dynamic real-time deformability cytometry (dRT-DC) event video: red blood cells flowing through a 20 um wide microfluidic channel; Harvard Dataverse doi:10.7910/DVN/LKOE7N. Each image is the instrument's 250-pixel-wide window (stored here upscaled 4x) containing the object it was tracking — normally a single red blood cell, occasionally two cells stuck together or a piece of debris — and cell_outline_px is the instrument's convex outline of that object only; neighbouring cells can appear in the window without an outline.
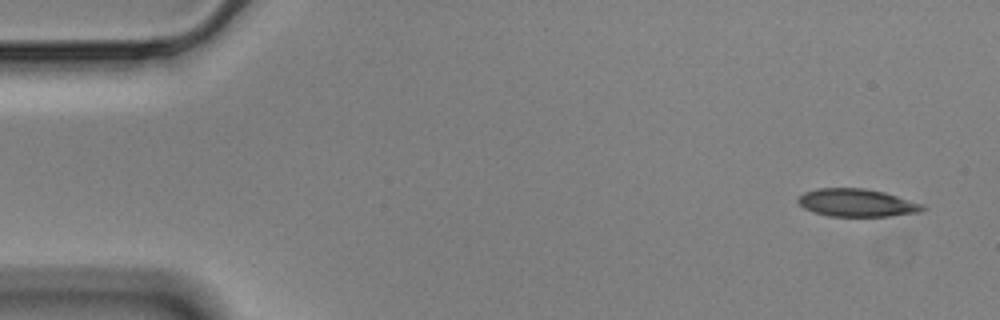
{"species": "Egyptian fruit bat (a non-hibernating species)", "species_latin": "Rousettus aegyptiacus", "temperature_condition": "cold", "stored_images_in_passage": 51, "camera_frame_rate_fps": 3000, "um_per_image_px": 0.085, "animal": {"sex": "male"}, "frame": {"image": 1, "passage_image": 1, "time_ms": 0.0, "image_size_px": [1000, 320], "cell_outline_px": [[928, 208], [920, 212], [892, 216], [828, 216], [812, 212], [804, 208], [796, 200], [804, 192], [816, 188], [864, 188], [884, 192], [920, 204]], "centroid_in_image_um": [72.79, 17.24], "position_along_channel_um": 12.2, "area_um2": 20.11}}
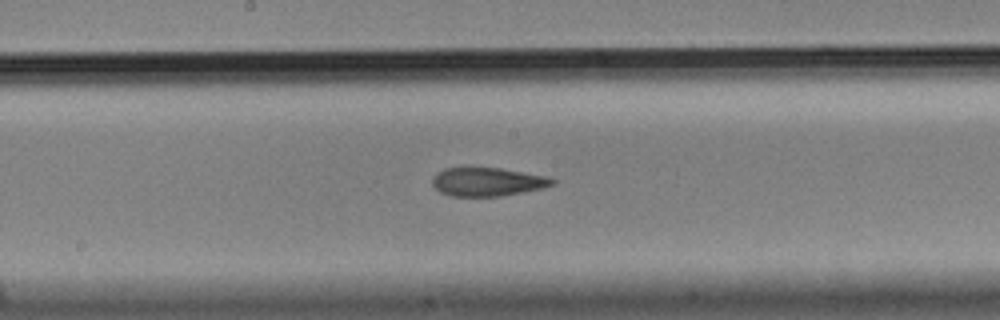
{"frame": {"image": 2, "passage_image": 27, "time_ms": 8.667, "image_size_px": [1000, 320], "cell_outline_px": [[556, 184], [540, 188], [500, 196], [452, 196], [440, 192], [432, 184], [432, 180], [436, 172], [444, 168], [464, 164], [500, 168], [548, 176], [556, 180]], "centroid_in_image_um": [41.37, 15.4], "position_along_channel_um": 206.8, "area_um2": 20.63}}
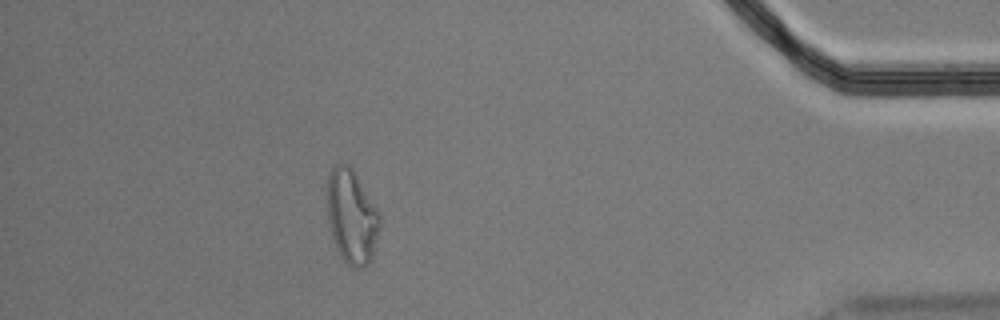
{"frame": {"image": 3, "passage_image": 48, "time_ms": 15.667, "image_size_px": [1000, 320], "cell_outline_px": [[380, 224], [372, 260], [364, 268], [352, 268], [340, 256], [336, 248], [332, 236], [328, 220], [328, 172], [336, 164], [348, 164], [356, 172], [376, 208], [380, 216]], "centroid_in_image_um": [29.9, 18.43], "position_along_channel_um": 405.3, "area_um2": 28.84}}